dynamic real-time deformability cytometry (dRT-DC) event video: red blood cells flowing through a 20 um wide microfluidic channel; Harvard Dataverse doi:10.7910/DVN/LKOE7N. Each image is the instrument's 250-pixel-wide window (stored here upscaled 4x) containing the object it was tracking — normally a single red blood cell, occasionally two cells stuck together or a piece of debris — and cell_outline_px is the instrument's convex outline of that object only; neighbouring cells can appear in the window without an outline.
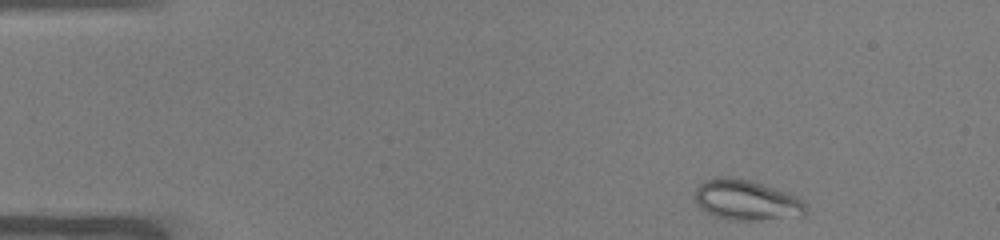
{"species": "common noctule bat (a hibernating species)", "species_latin": "Nyctalus noctula", "temperature_condition": "warm", "stored_images_in_passage": 47, "camera_frame_rate_fps": 3000, "um_per_image_px": 0.085, "animal": {"sex": "male", "body_mass_g": 19.0, "forearm_length_mm": 50.8}, "frame": {"image": 1, "passage_image": 2, "time_ms": 0.333, "image_size_px": [1000, 240], "cell_outline_px": [[808, 208], [804, 216], [760, 220], [732, 220], [716, 216], [700, 208], [696, 204], [696, 188], [700, 184], [708, 180], [720, 176], [732, 176], [752, 180], [788, 192], [804, 200]], "centroid_in_image_um": [63.51, 17.0], "position_along_channel_um": 21.5, "area_um2": 26.36}}
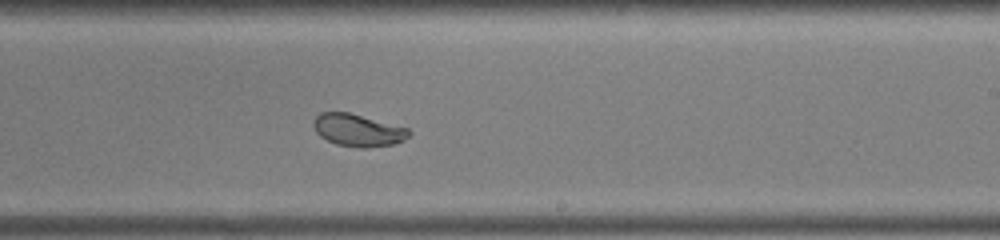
{"frame": {"image": 2, "passage_image": 27, "time_ms": 8.667, "image_size_px": [1000, 240], "cell_outline_px": [[412, 132], [404, 140], [392, 144], [368, 148], [360, 148], [336, 144], [320, 136], [316, 132], [312, 124], [312, 120], [320, 112], [348, 112], [408, 128]], "centroid_in_image_um": [30.4, 11.06], "position_along_channel_um": 258.6, "area_um2": 17.98}}
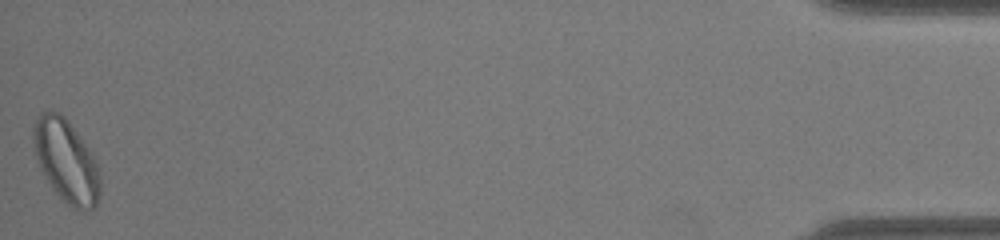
{"frame": {"image": 3, "passage_image": 47, "time_ms": 15.333, "image_size_px": [1000, 240], "cell_outline_px": [[100, 196], [96, 208], [84, 212], [68, 204], [52, 188], [40, 168], [32, 148], [32, 128], [40, 112], [60, 112], [68, 120], [92, 152], [96, 160], [100, 176]], "centroid_in_image_um": [5.63, 13.68], "position_along_channel_um": 429.6, "area_um2": 32.54}, "authors_computed_cell_mechanics": {"area_um2": 23.12, "velocity_mm_per_s": 3.9212, "shape_relaxation_time_tau1_ms": null, "shape_relaxation_time_tau2_ms": 0.284, "deformation_change_tau1": null, "deformation_change_tau2": 0.0518}}